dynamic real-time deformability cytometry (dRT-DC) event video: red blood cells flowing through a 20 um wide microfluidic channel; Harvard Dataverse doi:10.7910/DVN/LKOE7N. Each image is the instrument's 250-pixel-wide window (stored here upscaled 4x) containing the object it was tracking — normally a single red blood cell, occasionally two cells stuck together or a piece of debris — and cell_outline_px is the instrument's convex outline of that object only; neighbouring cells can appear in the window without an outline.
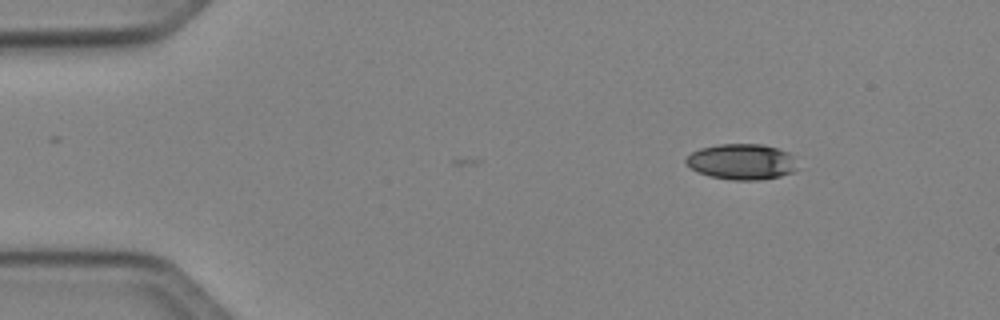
{"species": "Egyptian fruit bat (a non-hibernating species)", "species_latin": "Rousettus aegyptiacus", "temperature_condition": "cold", "stored_images_in_passage": 40, "camera_frame_rate_fps": 3000, "um_per_image_px": 0.085, "animal": {"sex": "female"}, "frame": {"image": 1, "passage_image": 1, "time_ms": 0.0, "image_size_px": [1000, 320], "cell_outline_px": [[800, 168], [792, 172], [780, 176], [760, 180], [732, 180], [708, 176], [692, 168], [684, 160], [692, 152], [700, 148], [720, 144], [760, 144], [776, 148], [788, 152], [792, 156]], "centroid_in_image_um": [63.08, 13.75], "position_along_channel_um": 21.9, "area_um2": 23.18}}
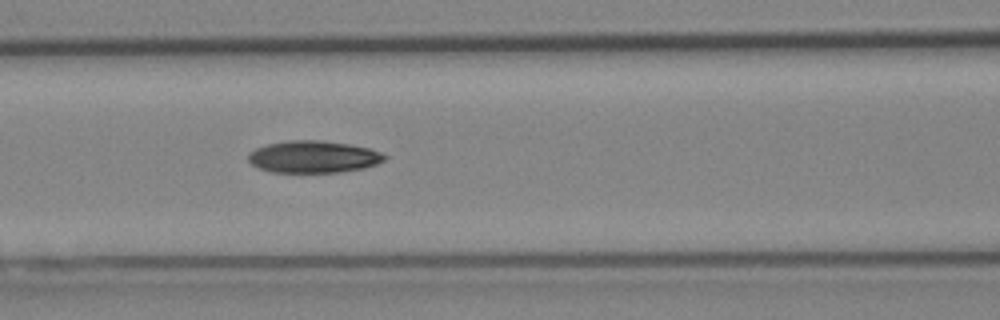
{"frame": {"image": 2, "passage_image": 16, "time_ms": 5.0, "image_size_px": [1000, 320], "cell_outline_px": [[388, 156], [384, 160], [376, 164], [364, 168], [340, 172], [272, 172], [260, 168], [252, 164], [248, 160], [248, 152], [256, 148], [268, 144], [288, 140], [320, 140], [348, 144], [368, 148], [380, 152]], "centroid_in_image_um": [26.63, 13.32], "position_along_channel_um": 140.0, "area_um2": 25.37}}
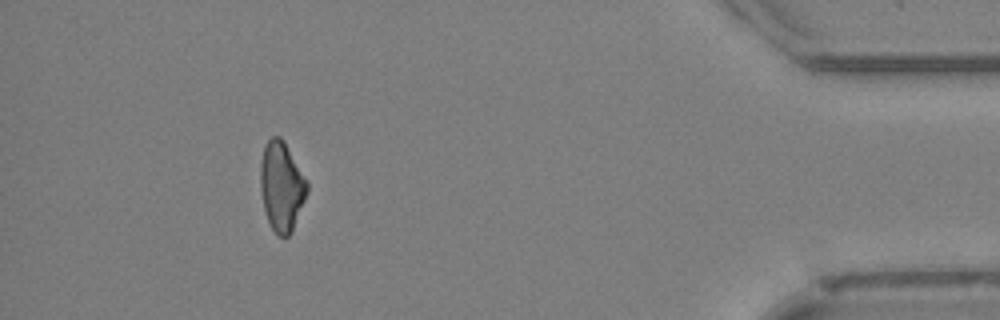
{"frame": {"image": 3, "passage_image": 40, "time_ms": 13.0, "image_size_px": [1000, 320], "cell_outline_px": [[308, 192], [292, 232], [288, 236], [280, 236], [272, 228], [268, 220], [264, 208], [260, 188], [260, 164], [264, 148], [268, 140], [272, 136], [280, 136], [284, 140], [308, 180]], "centroid_in_image_um": [23.95, 15.81], "position_along_channel_um": 411.2, "area_um2": 24.45}, "authors_computed_cell_mechanics": {"area_um2": 24.7095, "velocity_mm_per_s": 4.105, "shape_relaxation_time_tau1_ms": 6.6867, "shape_relaxation_time_tau2_ms": 8.8007, "deformation_change_tau1": 0.1599, "deformation_change_tau2": 0.1792}}